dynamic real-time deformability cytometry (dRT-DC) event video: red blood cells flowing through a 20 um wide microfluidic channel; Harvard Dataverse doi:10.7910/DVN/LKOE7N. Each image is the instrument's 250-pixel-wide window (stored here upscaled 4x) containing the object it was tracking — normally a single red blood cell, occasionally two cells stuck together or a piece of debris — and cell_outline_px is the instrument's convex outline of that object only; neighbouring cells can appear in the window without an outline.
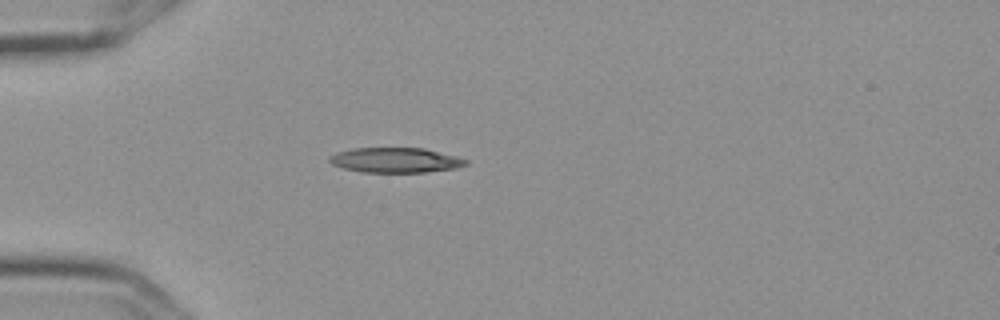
{"species": "Egyptian fruit bat (a non-hibernating species)", "species_latin": "Rousettus aegyptiacus", "temperature_condition": "cold", "stored_images_in_passage": 1, "camera_frame_rate_fps": 3000, "um_per_image_px": 0.085, "frame": {"image": 1, "passage_image": 1, "time_ms": 0.0, "image_size_px": [1000, 320], "cell_outline_px": [[468, 164], [456, 168], [424, 172], [360, 172], [344, 168], [332, 164], [328, 160], [328, 156], [336, 152], [352, 148], [424, 148], [456, 156], [468, 160]], "centroid_in_image_um": [33.59, 13.61], "position_along_channel_um": 51.4, "area_um2": 19.88}}